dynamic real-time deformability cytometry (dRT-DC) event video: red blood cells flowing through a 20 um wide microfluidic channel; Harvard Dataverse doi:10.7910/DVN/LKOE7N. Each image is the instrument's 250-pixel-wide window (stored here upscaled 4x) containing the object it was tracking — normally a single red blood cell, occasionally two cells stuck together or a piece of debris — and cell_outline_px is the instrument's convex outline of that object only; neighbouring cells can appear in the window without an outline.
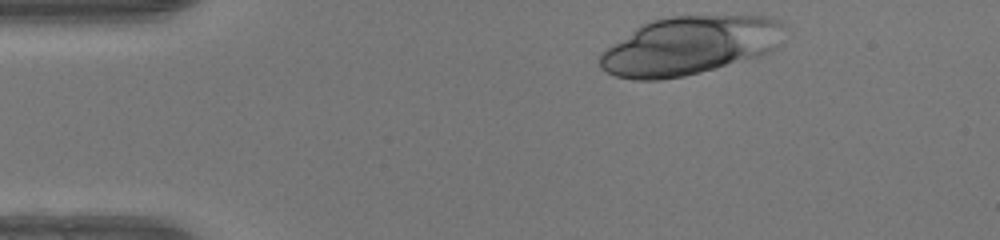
{"species": "human", "species_latin": "Homo sapiens", "temperature_condition": "warm", "stored_images_in_passage": 34, "camera_frame_rate_fps": 3000, "um_per_image_px": 0.085, "donor": {"sex": "female"}, "frame": {"image": 1, "passage_image": 1, "time_ms": 0.0, "image_size_px": [1000, 240], "cell_outline_px": [[784, 24], [780, 44], [776, 48], [760, 56], [716, 68], [684, 76], [660, 80], [636, 80], [616, 76], [600, 68], [600, 52], [636, 28], [652, 20], [672, 16], [764, 16], [780, 20]], "centroid_in_image_um": [58.63, 3.88], "position_along_channel_um": 26.4, "area_um2": 62.54}}